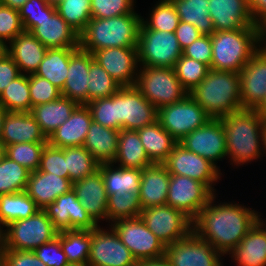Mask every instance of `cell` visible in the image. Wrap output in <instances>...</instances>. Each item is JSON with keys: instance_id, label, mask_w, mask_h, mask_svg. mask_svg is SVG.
<instances>
[{"instance_id": "obj_1", "label": "cell", "mask_w": 266, "mask_h": 266, "mask_svg": "<svg viewBox=\"0 0 266 266\" xmlns=\"http://www.w3.org/2000/svg\"><path fill=\"white\" fill-rule=\"evenodd\" d=\"M215 195L192 219V233L210 242L224 256L241 242L261 215L237 202L216 204Z\"/></svg>"}, {"instance_id": "obj_2", "label": "cell", "mask_w": 266, "mask_h": 266, "mask_svg": "<svg viewBox=\"0 0 266 266\" xmlns=\"http://www.w3.org/2000/svg\"><path fill=\"white\" fill-rule=\"evenodd\" d=\"M220 119L231 164L238 167L263 157L264 118L260 114L254 109H242Z\"/></svg>"}, {"instance_id": "obj_3", "label": "cell", "mask_w": 266, "mask_h": 266, "mask_svg": "<svg viewBox=\"0 0 266 266\" xmlns=\"http://www.w3.org/2000/svg\"><path fill=\"white\" fill-rule=\"evenodd\" d=\"M240 72L210 69L188 94L213 119L242 110Z\"/></svg>"}, {"instance_id": "obj_4", "label": "cell", "mask_w": 266, "mask_h": 266, "mask_svg": "<svg viewBox=\"0 0 266 266\" xmlns=\"http://www.w3.org/2000/svg\"><path fill=\"white\" fill-rule=\"evenodd\" d=\"M141 20L136 12L108 19L91 18L79 35V47L90 53L110 47H137Z\"/></svg>"}, {"instance_id": "obj_5", "label": "cell", "mask_w": 266, "mask_h": 266, "mask_svg": "<svg viewBox=\"0 0 266 266\" xmlns=\"http://www.w3.org/2000/svg\"><path fill=\"white\" fill-rule=\"evenodd\" d=\"M212 59L210 69L240 72L263 44L260 27L215 31L211 35Z\"/></svg>"}, {"instance_id": "obj_6", "label": "cell", "mask_w": 266, "mask_h": 266, "mask_svg": "<svg viewBox=\"0 0 266 266\" xmlns=\"http://www.w3.org/2000/svg\"><path fill=\"white\" fill-rule=\"evenodd\" d=\"M139 69L135 86L157 109L180 102L188 95L174 68L140 66Z\"/></svg>"}, {"instance_id": "obj_7", "label": "cell", "mask_w": 266, "mask_h": 266, "mask_svg": "<svg viewBox=\"0 0 266 266\" xmlns=\"http://www.w3.org/2000/svg\"><path fill=\"white\" fill-rule=\"evenodd\" d=\"M58 230L44 210L6 226V250L34 251L57 237Z\"/></svg>"}, {"instance_id": "obj_8", "label": "cell", "mask_w": 266, "mask_h": 266, "mask_svg": "<svg viewBox=\"0 0 266 266\" xmlns=\"http://www.w3.org/2000/svg\"><path fill=\"white\" fill-rule=\"evenodd\" d=\"M140 66L174 68L182 49L174 32L140 28L138 38Z\"/></svg>"}, {"instance_id": "obj_9", "label": "cell", "mask_w": 266, "mask_h": 266, "mask_svg": "<svg viewBox=\"0 0 266 266\" xmlns=\"http://www.w3.org/2000/svg\"><path fill=\"white\" fill-rule=\"evenodd\" d=\"M157 120L179 142L190 132L204 126L211 117L188 94L180 102L159 108Z\"/></svg>"}, {"instance_id": "obj_10", "label": "cell", "mask_w": 266, "mask_h": 266, "mask_svg": "<svg viewBox=\"0 0 266 266\" xmlns=\"http://www.w3.org/2000/svg\"><path fill=\"white\" fill-rule=\"evenodd\" d=\"M158 109L136 86L116 92V130H138L157 121Z\"/></svg>"}, {"instance_id": "obj_11", "label": "cell", "mask_w": 266, "mask_h": 266, "mask_svg": "<svg viewBox=\"0 0 266 266\" xmlns=\"http://www.w3.org/2000/svg\"><path fill=\"white\" fill-rule=\"evenodd\" d=\"M139 217L164 246L184 239L192 232V220L167 204L142 209Z\"/></svg>"}, {"instance_id": "obj_12", "label": "cell", "mask_w": 266, "mask_h": 266, "mask_svg": "<svg viewBox=\"0 0 266 266\" xmlns=\"http://www.w3.org/2000/svg\"><path fill=\"white\" fill-rule=\"evenodd\" d=\"M111 226L137 261L164 257L165 246L140 217L119 219Z\"/></svg>"}, {"instance_id": "obj_13", "label": "cell", "mask_w": 266, "mask_h": 266, "mask_svg": "<svg viewBox=\"0 0 266 266\" xmlns=\"http://www.w3.org/2000/svg\"><path fill=\"white\" fill-rule=\"evenodd\" d=\"M87 266H136L137 260L110 226L91 230V246Z\"/></svg>"}, {"instance_id": "obj_14", "label": "cell", "mask_w": 266, "mask_h": 266, "mask_svg": "<svg viewBox=\"0 0 266 266\" xmlns=\"http://www.w3.org/2000/svg\"><path fill=\"white\" fill-rule=\"evenodd\" d=\"M169 174L186 176L204 183L214 194L213 187L222 173L209 160L186 150L181 144H177L167 159L163 162Z\"/></svg>"}, {"instance_id": "obj_15", "label": "cell", "mask_w": 266, "mask_h": 266, "mask_svg": "<svg viewBox=\"0 0 266 266\" xmlns=\"http://www.w3.org/2000/svg\"><path fill=\"white\" fill-rule=\"evenodd\" d=\"M164 257L171 266H224L223 255L192 232L184 239L165 246Z\"/></svg>"}, {"instance_id": "obj_16", "label": "cell", "mask_w": 266, "mask_h": 266, "mask_svg": "<svg viewBox=\"0 0 266 266\" xmlns=\"http://www.w3.org/2000/svg\"><path fill=\"white\" fill-rule=\"evenodd\" d=\"M214 193L204 184L186 176L170 174L166 204L182 211L191 220Z\"/></svg>"}, {"instance_id": "obj_17", "label": "cell", "mask_w": 266, "mask_h": 266, "mask_svg": "<svg viewBox=\"0 0 266 266\" xmlns=\"http://www.w3.org/2000/svg\"><path fill=\"white\" fill-rule=\"evenodd\" d=\"M178 143L186 150L209 160L218 169L217 161L227 157L225 130L221 119L211 118L204 126L190 132Z\"/></svg>"}, {"instance_id": "obj_18", "label": "cell", "mask_w": 266, "mask_h": 266, "mask_svg": "<svg viewBox=\"0 0 266 266\" xmlns=\"http://www.w3.org/2000/svg\"><path fill=\"white\" fill-rule=\"evenodd\" d=\"M92 55L121 87L136 85L140 70L137 47H110L94 51Z\"/></svg>"}, {"instance_id": "obj_19", "label": "cell", "mask_w": 266, "mask_h": 266, "mask_svg": "<svg viewBox=\"0 0 266 266\" xmlns=\"http://www.w3.org/2000/svg\"><path fill=\"white\" fill-rule=\"evenodd\" d=\"M43 210L58 231L93 230L99 226L86 212L73 189L60 195Z\"/></svg>"}, {"instance_id": "obj_20", "label": "cell", "mask_w": 266, "mask_h": 266, "mask_svg": "<svg viewBox=\"0 0 266 266\" xmlns=\"http://www.w3.org/2000/svg\"><path fill=\"white\" fill-rule=\"evenodd\" d=\"M242 109H255L266 95V46L261 47L240 71Z\"/></svg>"}, {"instance_id": "obj_21", "label": "cell", "mask_w": 266, "mask_h": 266, "mask_svg": "<svg viewBox=\"0 0 266 266\" xmlns=\"http://www.w3.org/2000/svg\"><path fill=\"white\" fill-rule=\"evenodd\" d=\"M31 32L47 49L79 48V34L57 13L54 5L46 8V16Z\"/></svg>"}, {"instance_id": "obj_22", "label": "cell", "mask_w": 266, "mask_h": 266, "mask_svg": "<svg viewBox=\"0 0 266 266\" xmlns=\"http://www.w3.org/2000/svg\"><path fill=\"white\" fill-rule=\"evenodd\" d=\"M209 12L215 31H231L254 24L247 0H209Z\"/></svg>"}, {"instance_id": "obj_23", "label": "cell", "mask_w": 266, "mask_h": 266, "mask_svg": "<svg viewBox=\"0 0 266 266\" xmlns=\"http://www.w3.org/2000/svg\"><path fill=\"white\" fill-rule=\"evenodd\" d=\"M72 189L76 192L77 198L86 212L98 225L100 220H106L107 222L108 194L99 170L82 180L74 182Z\"/></svg>"}, {"instance_id": "obj_24", "label": "cell", "mask_w": 266, "mask_h": 266, "mask_svg": "<svg viewBox=\"0 0 266 266\" xmlns=\"http://www.w3.org/2000/svg\"><path fill=\"white\" fill-rule=\"evenodd\" d=\"M25 142H47V138L30 112H6L0 143L6 147Z\"/></svg>"}, {"instance_id": "obj_25", "label": "cell", "mask_w": 266, "mask_h": 266, "mask_svg": "<svg viewBox=\"0 0 266 266\" xmlns=\"http://www.w3.org/2000/svg\"><path fill=\"white\" fill-rule=\"evenodd\" d=\"M92 115L87 105H78L70 117L47 139V143L56 148L83 146Z\"/></svg>"}, {"instance_id": "obj_26", "label": "cell", "mask_w": 266, "mask_h": 266, "mask_svg": "<svg viewBox=\"0 0 266 266\" xmlns=\"http://www.w3.org/2000/svg\"><path fill=\"white\" fill-rule=\"evenodd\" d=\"M72 188L70 179L36 170L30 173L25 192L43 210Z\"/></svg>"}, {"instance_id": "obj_27", "label": "cell", "mask_w": 266, "mask_h": 266, "mask_svg": "<svg viewBox=\"0 0 266 266\" xmlns=\"http://www.w3.org/2000/svg\"><path fill=\"white\" fill-rule=\"evenodd\" d=\"M93 60L92 53L80 47L70 56L67 79L61 91L62 96L75 101L78 105L87 104L88 73Z\"/></svg>"}, {"instance_id": "obj_28", "label": "cell", "mask_w": 266, "mask_h": 266, "mask_svg": "<svg viewBox=\"0 0 266 266\" xmlns=\"http://www.w3.org/2000/svg\"><path fill=\"white\" fill-rule=\"evenodd\" d=\"M263 220L260 218L228 254L238 266H266V223Z\"/></svg>"}, {"instance_id": "obj_29", "label": "cell", "mask_w": 266, "mask_h": 266, "mask_svg": "<svg viewBox=\"0 0 266 266\" xmlns=\"http://www.w3.org/2000/svg\"><path fill=\"white\" fill-rule=\"evenodd\" d=\"M46 52L47 48L29 31H23L7 45V53L24 75L35 74Z\"/></svg>"}, {"instance_id": "obj_30", "label": "cell", "mask_w": 266, "mask_h": 266, "mask_svg": "<svg viewBox=\"0 0 266 266\" xmlns=\"http://www.w3.org/2000/svg\"><path fill=\"white\" fill-rule=\"evenodd\" d=\"M170 174L163 163L142 169L139 199L142 209L166 205Z\"/></svg>"}, {"instance_id": "obj_31", "label": "cell", "mask_w": 266, "mask_h": 266, "mask_svg": "<svg viewBox=\"0 0 266 266\" xmlns=\"http://www.w3.org/2000/svg\"><path fill=\"white\" fill-rule=\"evenodd\" d=\"M119 132L92 121L83 146L100 164L113 163L118 152Z\"/></svg>"}, {"instance_id": "obj_32", "label": "cell", "mask_w": 266, "mask_h": 266, "mask_svg": "<svg viewBox=\"0 0 266 266\" xmlns=\"http://www.w3.org/2000/svg\"><path fill=\"white\" fill-rule=\"evenodd\" d=\"M77 106L78 104L75 101L61 96L54 101L32 107L30 113L34 116L41 131L48 139L70 117Z\"/></svg>"}, {"instance_id": "obj_33", "label": "cell", "mask_w": 266, "mask_h": 266, "mask_svg": "<svg viewBox=\"0 0 266 266\" xmlns=\"http://www.w3.org/2000/svg\"><path fill=\"white\" fill-rule=\"evenodd\" d=\"M136 131L148 158L153 163H163L178 144V141L161 126L158 120Z\"/></svg>"}, {"instance_id": "obj_34", "label": "cell", "mask_w": 266, "mask_h": 266, "mask_svg": "<svg viewBox=\"0 0 266 266\" xmlns=\"http://www.w3.org/2000/svg\"><path fill=\"white\" fill-rule=\"evenodd\" d=\"M98 170L102 174L108 196L123 194L124 192L139 194L141 169L124 168L115 166L113 163H103L100 164Z\"/></svg>"}, {"instance_id": "obj_35", "label": "cell", "mask_w": 266, "mask_h": 266, "mask_svg": "<svg viewBox=\"0 0 266 266\" xmlns=\"http://www.w3.org/2000/svg\"><path fill=\"white\" fill-rule=\"evenodd\" d=\"M118 167L143 169L153 164L145 152L137 131L120 130L118 152L113 164Z\"/></svg>"}, {"instance_id": "obj_36", "label": "cell", "mask_w": 266, "mask_h": 266, "mask_svg": "<svg viewBox=\"0 0 266 266\" xmlns=\"http://www.w3.org/2000/svg\"><path fill=\"white\" fill-rule=\"evenodd\" d=\"M78 48L47 49L44 59L39 64L35 75L50 81L62 91L67 79L70 56Z\"/></svg>"}, {"instance_id": "obj_37", "label": "cell", "mask_w": 266, "mask_h": 266, "mask_svg": "<svg viewBox=\"0 0 266 266\" xmlns=\"http://www.w3.org/2000/svg\"><path fill=\"white\" fill-rule=\"evenodd\" d=\"M57 237L69 264L87 266L91 246V230L59 231Z\"/></svg>"}, {"instance_id": "obj_38", "label": "cell", "mask_w": 266, "mask_h": 266, "mask_svg": "<svg viewBox=\"0 0 266 266\" xmlns=\"http://www.w3.org/2000/svg\"><path fill=\"white\" fill-rule=\"evenodd\" d=\"M180 21L194 25L202 35H212L215 30L210 18L209 0H171Z\"/></svg>"}, {"instance_id": "obj_39", "label": "cell", "mask_w": 266, "mask_h": 266, "mask_svg": "<svg viewBox=\"0 0 266 266\" xmlns=\"http://www.w3.org/2000/svg\"><path fill=\"white\" fill-rule=\"evenodd\" d=\"M39 210L25 191L0 195V222L5 227L14 221L33 216Z\"/></svg>"}, {"instance_id": "obj_40", "label": "cell", "mask_w": 266, "mask_h": 266, "mask_svg": "<svg viewBox=\"0 0 266 266\" xmlns=\"http://www.w3.org/2000/svg\"><path fill=\"white\" fill-rule=\"evenodd\" d=\"M0 105L7 112H30L29 75L20 74L0 95Z\"/></svg>"}, {"instance_id": "obj_41", "label": "cell", "mask_w": 266, "mask_h": 266, "mask_svg": "<svg viewBox=\"0 0 266 266\" xmlns=\"http://www.w3.org/2000/svg\"><path fill=\"white\" fill-rule=\"evenodd\" d=\"M65 161L69 179L72 183L94 174L100 166V163L84 146L66 147Z\"/></svg>"}, {"instance_id": "obj_42", "label": "cell", "mask_w": 266, "mask_h": 266, "mask_svg": "<svg viewBox=\"0 0 266 266\" xmlns=\"http://www.w3.org/2000/svg\"><path fill=\"white\" fill-rule=\"evenodd\" d=\"M31 171L4 155L0 161V195L25 191Z\"/></svg>"}, {"instance_id": "obj_43", "label": "cell", "mask_w": 266, "mask_h": 266, "mask_svg": "<svg viewBox=\"0 0 266 266\" xmlns=\"http://www.w3.org/2000/svg\"><path fill=\"white\" fill-rule=\"evenodd\" d=\"M150 12L149 20L142 17L140 28L175 32L180 19L171 0H158Z\"/></svg>"}, {"instance_id": "obj_44", "label": "cell", "mask_w": 266, "mask_h": 266, "mask_svg": "<svg viewBox=\"0 0 266 266\" xmlns=\"http://www.w3.org/2000/svg\"><path fill=\"white\" fill-rule=\"evenodd\" d=\"M57 13L79 35L91 20V0H60L56 5Z\"/></svg>"}, {"instance_id": "obj_45", "label": "cell", "mask_w": 266, "mask_h": 266, "mask_svg": "<svg viewBox=\"0 0 266 266\" xmlns=\"http://www.w3.org/2000/svg\"><path fill=\"white\" fill-rule=\"evenodd\" d=\"M141 210L139 194L124 192L108 196L107 220L111 224L119 219L139 217Z\"/></svg>"}, {"instance_id": "obj_46", "label": "cell", "mask_w": 266, "mask_h": 266, "mask_svg": "<svg viewBox=\"0 0 266 266\" xmlns=\"http://www.w3.org/2000/svg\"><path fill=\"white\" fill-rule=\"evenodd\" d=\"M87 103L111 97L121 86L95 60L90 63Z\"/></svg>"}, {"instance_id": "obj_47", "label": "cell", "mask_w": 266, "mask_h": 266, "mask_svg": "<svg viewBox=\"0 0 266 266\" xmlns=\"http://www.w3.org/2000/svg\"><path fill=\"white\" fill-rule=\"evenodd\" d=\"M174 70L181 85L189 93L206 77L210 67L205 63L182 55L176 61Z\"/></svg>"}, {"instance_id": "obj_48", "label": "cell", "mask_w": 266, "mask_h": 266, "mask_svg": "<svg viewBox=\"0 0 266 266\" xmlns=\"http://www.w3.org/2000/svg\"><path fill=\"white\" fill-rule=\"evenodd\" d=\"M47 142L16 143L5 147V155L29 171L39 169L41 153Z\"/></svg>"}, {"instance_id": "obj_49", "label": "cell", "mask_w": 266, "mask_h": 266, "mask_svg": "<svg viewBox=\"0 0 266 266\" xmlns=\"http://www.w3.org/2000/svg\"><path fill=\"white\" fill-rule=\"evenodd\" d=\"M93 122L116 130V92L108 98L88 102Z\"/></svg>"}, {"instance_id": "obj_50", "label": "cell", "mask_w": 266, "mask_h": 266, "mask_svg": "<svg viewBox=\"0 0 266 266\" xmlns=\"http://www.w3.org/2000/svg\"><path fill=\"white\" fill-rule=\"evenodd\" d=\"M135 0H91L92 18L108 19L120 15L131 14Z\"/></svg>"}, {"instance_id": "obj_51", "label": "cell", "mask_w": 266, "mask_h": 266, "mask_svg": "<svg viewBox=\"0 0 266 266\" xmlns=\"http://www.w3.org/2000/svg\"><path fill=\"white\" fill-rule=\"evenodd\" d=\"M29 93L31 109L36 105L54 101L62 96L60 89L47 79L35 74L29 75Z\"/></svg>"}, {"instance_id": "obj_52", "label": "cell", "mask_w": 266, "mask_h": 266, "mask_svg": "<svg viewBox=\"0 0 266 266\" xmlns=\"http://www.w3.org/2000/svg\"><path fill=\"white\" fill-rule=\"evenodd\" d=\"M38 170L69 179L68 169H66L65 148H56L47 143L42 150Z\"/></svg>"}, {"instance_id": "obj_53", "label": "cell", "mask_w": 266, "mask_h": 266, "mask_svg": "<svg viewBox=\"0 0 266 266\" xmlns=\"http://www.w3.org/2000/svg\"><path fill=\"white\" fill-rule=\"evenodd\" d=\"M24 31L19 11L0 5V40L8 45Z\"/></svg>"}, {"instance_id": "obj_54", "label": "cell", "mask_w": 266, "mask_h": 266, "mask_svg": "<svg viewBox=\"0 0 266 266\" xmlns=\"http://www.w3.org/2000/svg\"><path fill=\"white\" fill-rule=\"evenodd\" d=\"M33 252L47 266L70 265L65 253L62 250L60 239L58 237L40 245Z\"/></svg>"}, {"instance_id": "obj_55", "label": "cell", "mask_w": 266, "mask_h": 266, "mask_svg": "<svg viewBox=\"0 0 266 266\" xmlns=\"http://www.w3.org/2000/svg\"><path fill=\"white\" fill-rule=\"evenodd\" d=\"M47 0H28L18 10L24 31H30L46 16Z\"/></svg>"}, {"instance_id": "obj_56", "label": "cell", "mask_w": 266, "mask_h": 266, "mask_svg": "<svg viewBox=\"0 0 266 266\" xmlns=\"http://www.w3.org/2000/svg\"><path fill=\"white\" fill-rule=\"evenodd\" d=\"M182 55L205 63L210 67L212 59L211 36L201 35L197 40L182 50Z\"/></svg>"}, {"instance_id": "obj_57", "label": "cell", "mask_w": 266, "mask_h": 266, "mask_svg": "<svg viewBox=\"0 0 266 266\" xmlns=\"http://www.w3.org/2000/svg\"><path fill=\"white\" fill-rule=\"evenodd\" d=\"M2 261L5 266H47L33 251L6 250Z\"/></svg>"}, {"instance_id": "obj_58", "label": "cell", "mask_w": 266, "mask_h": 266, "mask_svg": "<svg viewBox=\"0 0 266 266\" xmlns=\"http://www.w3.org/2000/svg\"><path fill=\"white\" fill-rule=\"evenodd\" d=\"M18 65L14 62L13 58L6 52L0 58V95L4 89L15 78L20 75Z\"/></svg>"}, {"instance_id": "obj_59", "label": "cell", "mask_w": 266, "mask_h": 266, "mask_svg": "<svg viewBox=\"0 0 266 266\" xmlns=\"http://www.w3.org/2000/svg\"><path fill=\"white\" fill-rule=\"evenodd\" d=\"M174 33L182 50L202 35L194 25L183 21L179 22Z\"/></svg>"}, {"instance_id": "obj_60", "label": "cell", "mask_w": 266, "mask_h": 266, "mask_svg": "<svg viewBox=\"0 0 266 266\" xmlns=\"http://www.w3.org/2000/svg\"><path fill=\"white\" fill-rule=\"evenodd\" d=\"M251 18L261 29L266 26V0H247Z\"/></svg>"}, {"instance_id": "obj_61", "label": "cell", "mask_w": 266, "mask_h": 266, "mask_svg": "<svg viewBox=\"0 0 266 266\" xmlns=\"http://www.w3.org/2000/svg\"><path fill=\"white\" fill-rule=\"evenodd\" d=\"M136 266H171L165 257L152 260L137 261Z\"/></svg>"}, {"instance_id": "obj_62", "label": "cell", "mask_w": 266, "mask_h": 266, "mask_svg": "<svg viewBox=\"0 0 266 266\" xmlns=\"http://www.w3.org/2000/svg\"><path fill=\"white\" fill-rule=\"evenodd\" d=\"M3 227L5 225L0 222V259L6 251V229L3 230Z\"/></svg>"}, {"instance_id": "obj_63", "label": "cell", "mask_w": 266, "mask_h": 266, "mask_svg": "<svg viewBox=\"0 0 266 266\" xmlns=\"http://www.w3.org/2000/svg\"><path fill=\"white\" fill-rule=\"evenodd\" d=\"M28 0H2V5L19 10Z\"/></svg>"}, {"instance_id": "obj_64", "label": "cell", "mask_w": 266, "mask_h": 266, "mask_svg": "<svg viewBox=\"0 0 266 266\" xmlns=\"http://www.w3.org/2000/svg\"><path fill=\"white\" fill-rule=\"evenodd\" d=\"M254 110L263 118L266 116V95L262 102Z\"/></svg>"}, {"instance_id": "obj_65", "label": "cell", "mask_w": 266, "mask_h": 266, "mask_svg": "<svg viewBox=\"0 0 266 266\" xmlns=\"http://www.w3.org/2000/svg\"><path fill=\"white\" fill-rule=\"evenodd\" d=\"M6 112L7 111L4 109V107L0 105V137L2 133L3 120H4Z\"/></svg>"}, {"instance_id": "obj_66", "label": "cell", "mask_w": 266, "mask_h": 266, "mask_svg": "<svg viewBox=\"0 0 266 266\" xmlns=\"http://www.w3.org/2000/svg\"><path fill=\"white\" fill-rule=\"evenodd\" d=\"M7 52V45L0 40V58Z\"/></svg>"}, {"instance_id": "obj_67", "label": "cell", "mask_w": 266, "mask_h": 266, "mask_svg": "<svg viewBox=\"0 0 266 266\" xmlns=\"http://www.w3.org/2000/svg\"><path fill=\"white\" fill-rule=\"evenodd\" d=\"M263 155L266 154V125L264 124L263 129Z\"/></svg>"}, {"instance_id": "obj_68", "label": "cell", "mask_w": 266, "mask_h": 266, "mask_svg": "<svg viewBox=\"0 0 266 266\" xmlns=\"http://www.w3.org/2000/svg\"><path fill=\"white\" fill-rule=\"evenodd\" d=\"M4 155H5V147L0 143V161Z\"/></svg>"}, {"instance_id": "obj_69", "label": "cell", "mask_w": 266, "mask_h": 266, "mask_svg": "<svg viewBox=\"0 0 266 266\" xmlns=\"http://www.w3.org/2000/svg\"><path fill=\"white\" fill-rule=\"evenodd\" d=\"M263 44L266 46V26L262 29Z\"/></svg>"}, {"instance_id": "obj_70", "label": "cell", "mask_w": 266, "mask_h": 266, "mask_svg": "<svg viewBox=\"0 0 266 266\" xmlns=\"http://www.w3.org/2000/svg\"><path fill=\"white\" fill-rule=\"evenodd\" d=\"M60 0H47V2L51 5H56Z\"/></svg>"}, {"instance_id": "obj_71", "label": "cell", "mask_w": 266, "mask_h": 266, "mask_svg": "<svg viewBox=\"0 0 266 266\" xmlns=\"http://www.w3.org/2000/svg\"><path fill=\"white\" fill-rule=\"evenodd\" d=\"M0 266H5L2 259H0Z\"/></svg>"}, {"instance_id": "obj_72", "label": "cell", "mask_w": 266, "mask_h": 266, "mask_svg": "<svg viewBox=\"0 0 266 266\" xmlns=\"http://www.w3.org/2000/svg\"><path fill=\"white\" fill-rule=\"evenodd\" d=\"M264 124L266 125V116L264 117Z\"/></svg>"}]
</instances>
